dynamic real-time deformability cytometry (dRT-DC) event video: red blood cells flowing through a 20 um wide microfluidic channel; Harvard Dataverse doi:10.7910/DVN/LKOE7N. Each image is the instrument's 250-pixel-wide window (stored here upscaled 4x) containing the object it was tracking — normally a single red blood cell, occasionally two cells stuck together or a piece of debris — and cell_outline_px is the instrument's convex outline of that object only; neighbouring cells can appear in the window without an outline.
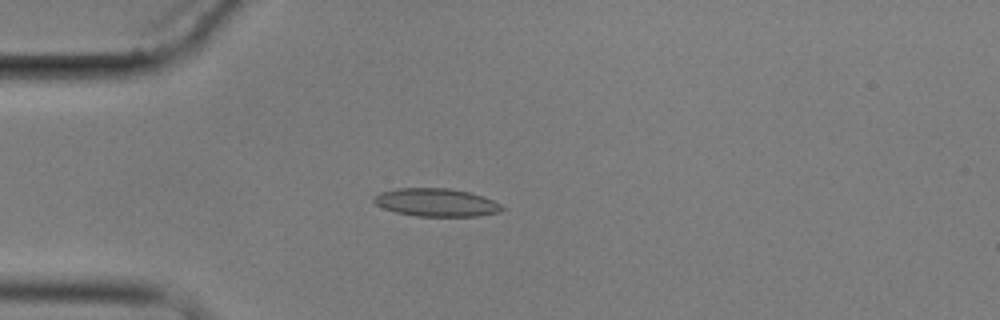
{"species": "common noctule bat (a hibernating species)", "species_latin": "Nyctalus noctula", "temperature_condition": "cold", "stored_images_in_passage": 2, "camera_frame_rate_fps": 3000, "um_per_image_px": 0.085, "animal": {"sex": "male", "body_mass_g": 17.9}, "frame": {"image": 1, "passage_image": 2, "time_ms": 1.0, "image_size_px": [1000, 320], "cell_outline_px": [[504, 208], [500, 212], [476, 216], [416, 216], [396, 212], [384, 208], [376, 204], [372, 200], [380, 192], [396, 188], [448, 188], [468, 192], [492, 200], [500, 204]], "centroid_in_image_um": [37.06, 17.21], "position_along_channel_um": 47.9, "area_um2": 20.69}}